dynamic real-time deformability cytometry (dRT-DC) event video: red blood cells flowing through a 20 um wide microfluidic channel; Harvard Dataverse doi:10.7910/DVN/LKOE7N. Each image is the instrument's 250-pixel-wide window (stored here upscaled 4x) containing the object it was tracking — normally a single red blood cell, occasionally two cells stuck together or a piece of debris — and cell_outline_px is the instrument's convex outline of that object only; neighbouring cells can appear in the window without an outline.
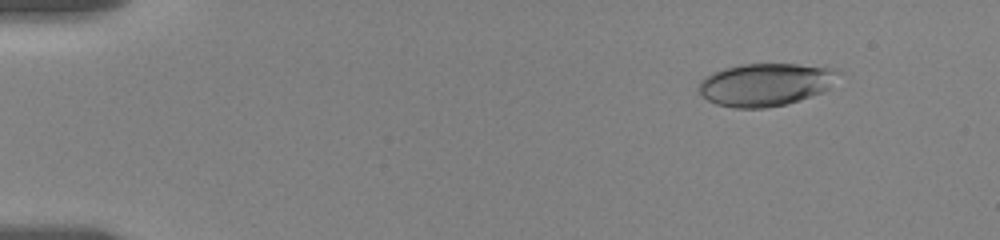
{"species": "human", "species_latin": "Homo sapiens", "temperature_condition": "room temperature", "stored_images_in_passage": 53, "camera_frame_rate_fps": 3000, "um_per_image_px": 0.085, "donor": {"sex": "female"}, "frame": {"image": 1, "passage_image": 3, "time_ms": 0.667, "image_size_px": [1000, 240], "cell_outline_px": [[840, 72], [828, 88], [820, 92], [800, 100], [784, 104], [764, 108], [736, 108], [716, 104], [708, 100], [700, 92], [700, 80], [704, 76], [712, 72], [724, 68], [744, 64], [796, 64], [832, 68]], "centroid_in_image_um": [65.03, 7.18], "position_along_channel_um": 20.0, "area_um2": 34.33}}
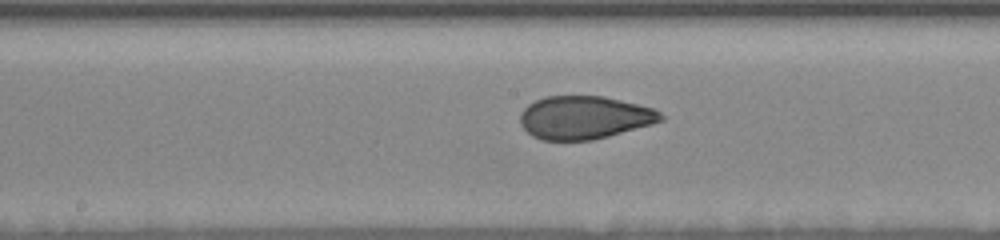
{"frame": {"image": 2, "passage_image": 27, "time_ms": 8.667, "image_size_px": [1000, 240], "cell_outline_px": [[664, 120], [652, 124], [608, 136], [592, 140], [540, 140], [532, 136], [520, 124], [520, 112], [528, 104], [544, 96], [604, 96], [652, 108], [660, 112], [664, 116]], "centroid_in_image_um": [49.64, 9.99], "position_along_channel_um": 198.6, "area_um2": 35.26}}
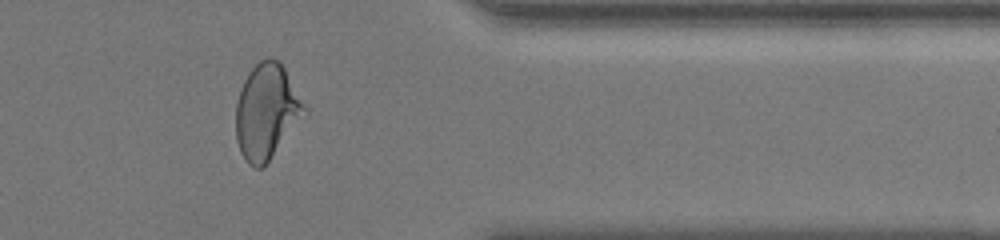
{"frame": {"image": 3, "passage_image": 44, "time_ms": 14.333, "image_size_px": [1000, 240], "cell_outline_px": [[308, 112], [268, 160], [260, 168], [256, 168], [248, 164], [240, 152], [236, 140], [236, 104], [240, 88], [248, 72], [260, 60], [268, 56], [272, 56], [280, 60], [308, 108]], "centroid_in_image_um": [22.67, 9.43], "position_along_channel_um": 388.7, "area_um2": 38.15}, "authors_computed_cell_mechanics": {"area_um2": 35.6626, "velocity_mm_per_s": 3.5502, "shape_relaxation_time_tau1_ms": 8.4305, "shape_relaxation_time_tau2_ms": 1.1775, "deformation_change_tau1": 0.2084, "deformation_change_tau2": 0.0709}}